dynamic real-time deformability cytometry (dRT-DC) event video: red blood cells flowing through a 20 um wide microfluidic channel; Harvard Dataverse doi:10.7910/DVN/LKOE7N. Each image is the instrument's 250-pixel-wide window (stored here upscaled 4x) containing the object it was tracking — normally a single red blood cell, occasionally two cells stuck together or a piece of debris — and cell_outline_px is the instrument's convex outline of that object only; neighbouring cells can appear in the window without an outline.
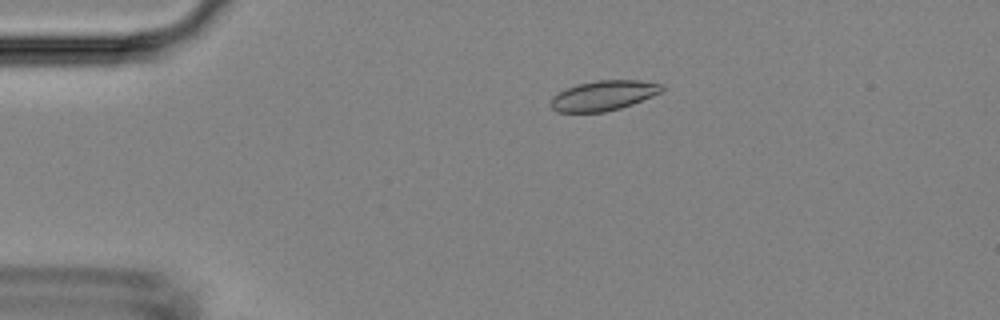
{"species": "Egyptian fruit bat (a non-hibernating species)", "species_latin": "Rousettus aegyptiacus", "temperature_condition": "room temperature", "stored_images_in_passage": 49, "camera_frame_rate_fps": 3000, "um_per_image_px": 0.085, "animal": {"sex": "female"}, "frame": {"image": 1, "passage_image": 9, "time_ms": 2.667, "image_size_px": [1000, 320], "cell_outline_px": [[664, 88], [660, 92], [652, 96], [632, 104], [620, 108], [604, 112], [556, 112], [552, 108], [552, 96], [576, 84], [596, 80], [640, 80], [664, 84]], "centroid_in_image_um": [51.32, 8.11], "position_along_channel_um": 33.7, "area_um2": 19.31}}
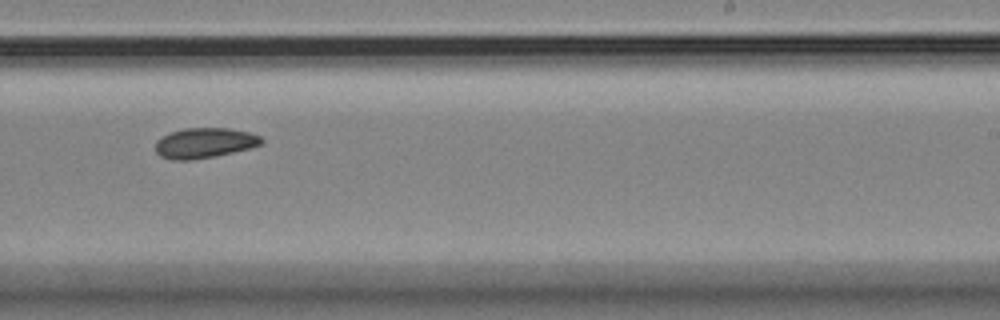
{"frame": {"image": 2, "passage_image": 30, "time_ms": 9.667, "image_size_px": [1000, 320], "cell_outline_px": [[264, 144], [252, 148], [216, 156], [192, 160], [172, 160], [160, 156], [156, 152], [156, 140], [168, 132], [184, 128], [228, 128], [248, 132], [260, 136], [264, 140]], "centroid_in_image_um": [17.39, 12.15], "position_along_channel_um": 271.6, "area_um2": 18.96}}
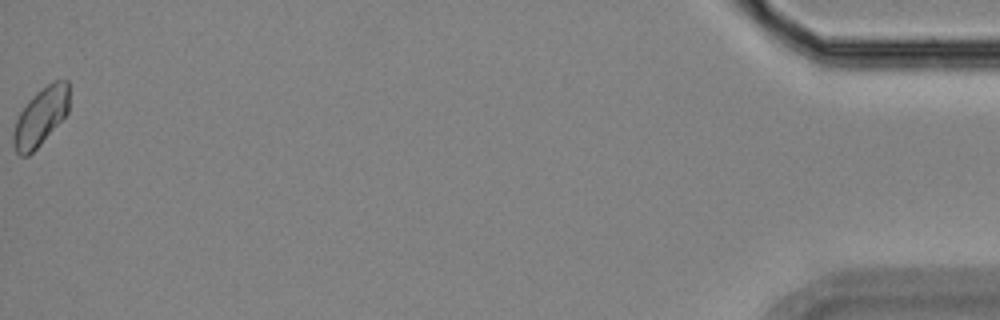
{"frame": {"image": 3, "passage_image": 49, "time_ms": 16.0, "image_size_px": [1000, 320], "cell_outline_px": [[68, 112], [40, 144], [28, 156], [20, 156], [16, 152], [12, 144], [12, 132], [16, 120], [20, 112], [28, 100], [36, 92], [52, 80], [68, 80]], "centroid_in_image_um": [3.42, 9.91], "position_along_channel_um": 431.8, "area_um2": 18.79}}